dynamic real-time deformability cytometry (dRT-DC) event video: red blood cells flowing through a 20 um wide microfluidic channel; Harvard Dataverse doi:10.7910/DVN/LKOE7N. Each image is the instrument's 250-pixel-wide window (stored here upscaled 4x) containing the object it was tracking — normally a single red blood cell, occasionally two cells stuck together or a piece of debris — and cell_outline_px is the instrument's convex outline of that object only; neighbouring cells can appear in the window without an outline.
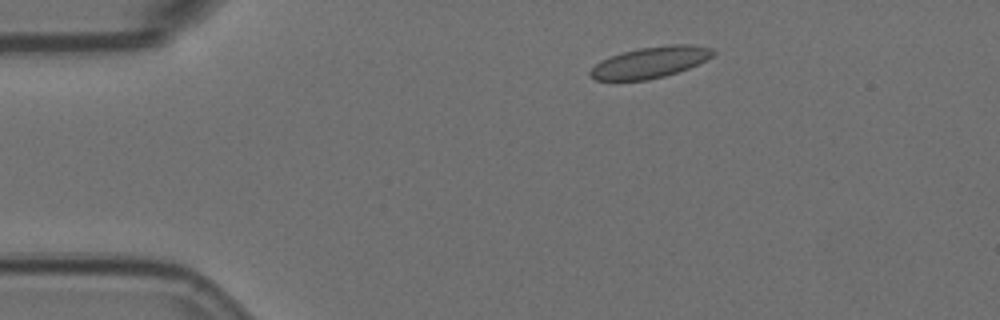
{"species": "Egyptian fruit bat (a non-hibernating species)", "species_latin": "Rousettus aegyptiacus", "temperature_condition": "room temperature", "stored_images_in_passage": 5, "camera_frame_rate_fps": 3000, "um_per_image_px": 0.085, "animal": {"sex": "female"}, "frame": {"image": 1, "passage_image": 2, "time_ms": 0.333, "image_size_px": [1000, 320], "cell_outline_px": [[716, 52], [712, 56], [688, 68], [664, 76], [644, 80], [596, 80], [588, 76], [588, 72], [600, 60], [624, 52], [640, 48], [668, 44], [692, 44], [712, 48]], "centroid_in_image_um": [55.25, 5.29], "position_along_channel_um": 29.7, "area_um2": 22.08}}
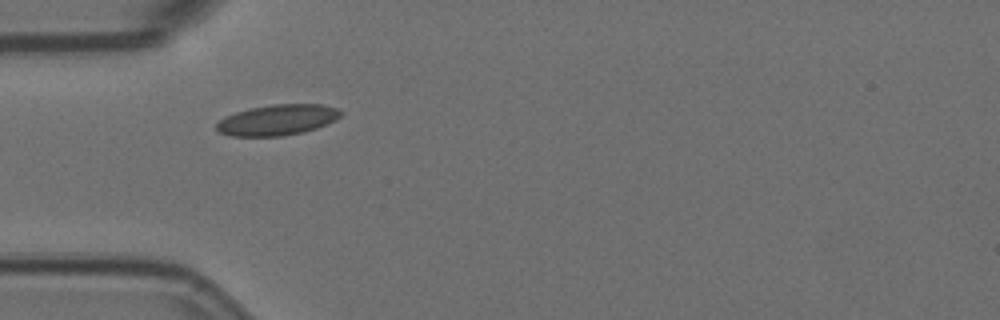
{"frame": {"image": 2, "passage_image": 4, "time_ms": 1.0, "image_size_px": [1000, 320], "cell_outline_px": [[344, 112], [340, 116], [316, 128], [304, 132], [280, 136], [232, 136], [220, 132], [216, 128], [216, 124], [224, 116], [248, 108], [272, 104], [320, 104], [336, 108]], "centroid_in_image_um": [23.55, 10.18], "position_along_channel_um": 61.5, "area_um2": 22.08}}
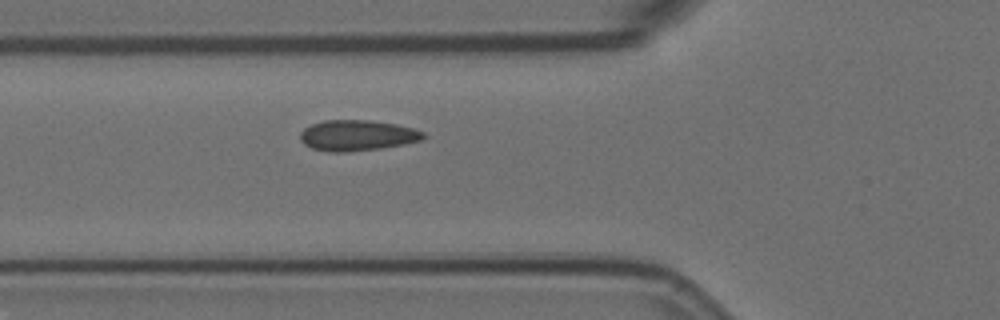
{"frame": {"image": 3, "passage_image": 5, "time_ms": 1.333, "image_size_px": [1000, 320], "cell_outline_px": [[428, 136], [420, 140], [404, 144], [380, 148], [344, 152], [328, 152], [312, 148], [304, 144], [300, 140], [300, 132], [304, 128], [312, 124], [324, 120], [372, 120], [396, 124], [412, 128], [424, 132]], "centroid_in_image_um": [30.35, 11.5], "position_along_channel_um": 95.4, "area_um2": 22.08}}